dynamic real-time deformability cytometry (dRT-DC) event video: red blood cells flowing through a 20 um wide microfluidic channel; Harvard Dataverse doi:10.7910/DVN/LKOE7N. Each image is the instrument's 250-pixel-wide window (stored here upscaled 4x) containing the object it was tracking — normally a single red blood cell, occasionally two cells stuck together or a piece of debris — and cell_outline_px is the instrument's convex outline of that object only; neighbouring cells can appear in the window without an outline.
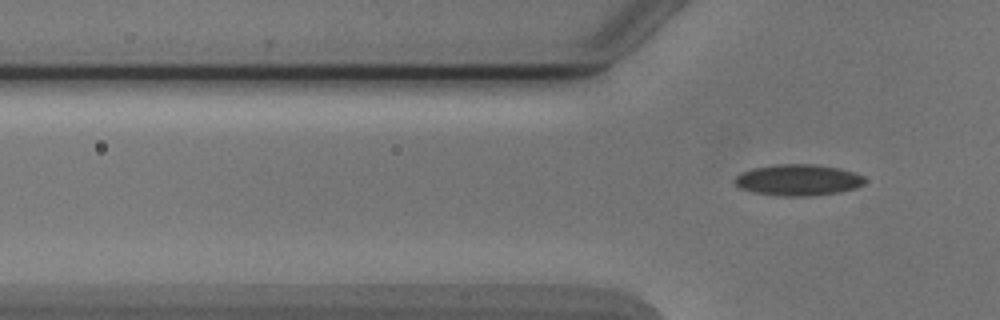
{"species": "Egyptian fruit bat (a non-hibernating species)", "species_latin": "Rousettus aegyptiacus", "temperature_condition": "cold", "stored_images_in_passage": 4, "segment_of_instrument_passage": [2, 2], "camera_frame_rate_fps": 3000, "um_per_image_px": 0.085, "animal": {"sex": "male"}, "frame": {"image": 1, "passage_image": 4, "time_ms": 3.667, "image_size_px": [1000, 320], "cell_outline_px": [[864, 184], [856, 188], [840, 192], [812, 196], [780, 196], [752, 192], [740, 188], [732, 180], [736, 176], [752, 168], [776, 164], [816, 164], [840, 168], [864, 176]], "centroid_in_image_um": [67.84, 15.3], "position_along_channel_um": 58.0, "area_um2": 23.81}}